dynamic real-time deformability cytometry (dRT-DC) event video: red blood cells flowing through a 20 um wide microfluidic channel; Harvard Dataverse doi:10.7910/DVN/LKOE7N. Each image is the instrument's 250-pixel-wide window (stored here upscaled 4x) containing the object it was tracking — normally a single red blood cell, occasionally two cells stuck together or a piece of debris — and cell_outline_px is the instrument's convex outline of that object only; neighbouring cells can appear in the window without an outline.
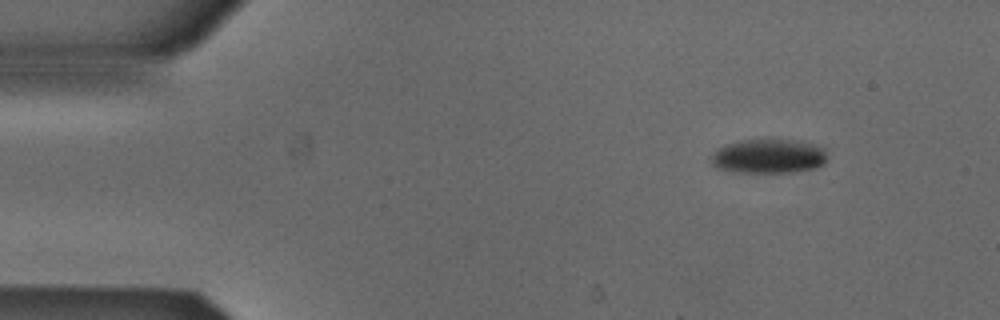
{"species": "Egyptian fruit bat (a non-hibernating species)", "species_latin": "Rousettus aegyptiacus", "temperature_condition": "cold", "stored_images_in_passage": 3, "camera_frame_rate_fps": 3000, "um_per_image_px": 0.085, "animal": {"sex": "male"}, "frame": {"image": 1, "passage_image": 1, "time_ms": 0.0, "image_size_px": [1000, 320], "cell_outline_px": [[828, 160], [824, 164], [816, 168], [792, 172], [732, 172], [720, 168], [712, 164], [712, 152], [716, 148], [724, 144], [744, 140], [788, 140], [808, 144], [824, 148]], "centroid_in_image_um": [65.3, 13.29], "position_along_channel_um": 19.7, "area_um2": 23.0}}